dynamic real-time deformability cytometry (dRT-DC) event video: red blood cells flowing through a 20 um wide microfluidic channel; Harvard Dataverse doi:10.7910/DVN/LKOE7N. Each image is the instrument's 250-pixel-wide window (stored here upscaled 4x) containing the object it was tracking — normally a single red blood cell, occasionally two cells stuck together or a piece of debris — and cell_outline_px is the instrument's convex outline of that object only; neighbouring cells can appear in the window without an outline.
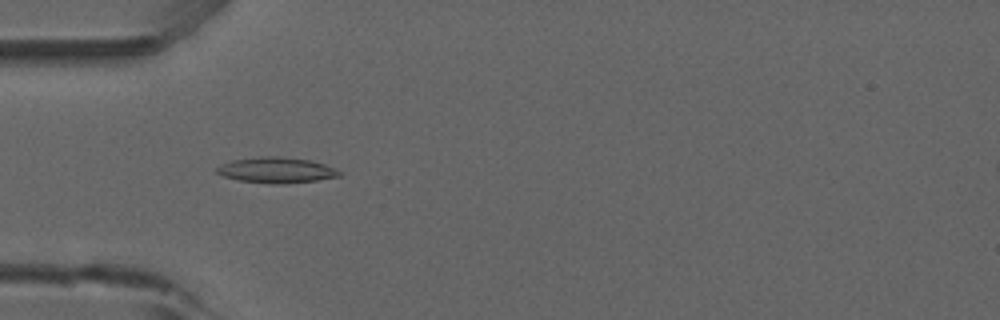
{"species": "common noctule bat (a hibernating species)", "species_latin": "Nyctalus noctula", "temperature_condition": "room temperature", "stored_images_in_passage": 52, "camera_frame_rate_fps": 3000, "um_per_image_px": 0.085, "animal": {"sex": "male", "forearm_length_mm": 52.5}, "frame": {"image": 1, "passage_image": 16, "time_ms": 5.0, "image_size_px": [1000, 320], "cell_outline_px": [[344, 172], [340, 176], [316, 180], [280, 184], [240, 180], [224, 176], [216, 172], [216, 168], [220, 164], [232, 160], [260, 156], [280, 156], [312, 160], [324, 164]], "centroid_in_image_um": [23.52, 14.44], "position_along_channel_um": 61.5, "area_um2": 18.26}}
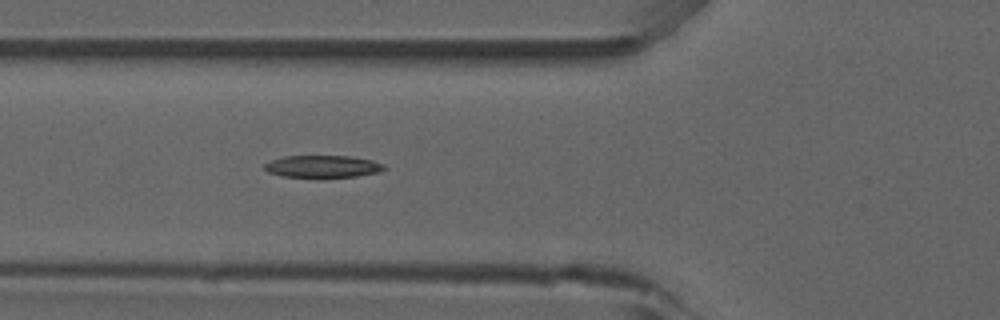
{"frame": {"image": 2, "passage_image": 19, "time_ms": 6.0, "image_size_px": [1000, 320], "cell_outline_px": [[388, 168], [380, 172], [356, 176], [284, 176], [268, 172], [264, 168], [264, 164], [272, 160], [284, 156], [352, 156], [372, 160], [384, 164]], "centroid_in_image_um": [27.48, 14.13], "position_along_channel_um": 98.3, "area_um2": 15.2}}
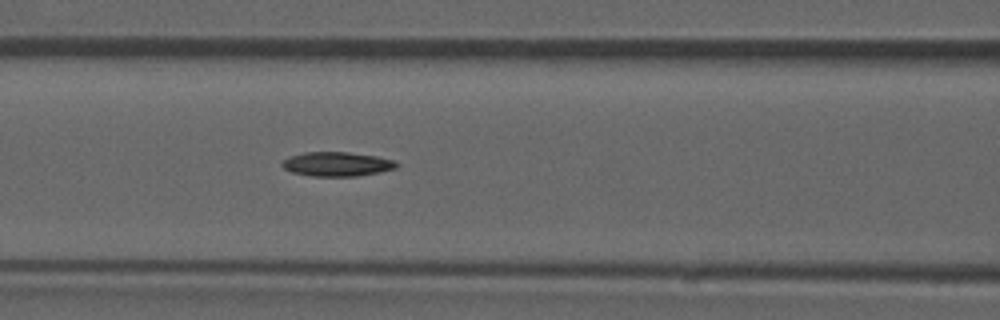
{"frame": {"image": 3, "passage_image": 22, "time_ms": 7.0, "image_size_px": [1000, 320], "cell_outline_px": [[400, 164], [396, 168], [380, 172], [356, 176], [312, 176], [292, 172], [284, 168], [280, 164], [288, 156], [304, 152], [348, 152], [376, 156], [396, 160]], "centroid_in_image_um": [28.66, 13.94], "position_along_channel_um": 137.9, "area_um2": 16.3}}